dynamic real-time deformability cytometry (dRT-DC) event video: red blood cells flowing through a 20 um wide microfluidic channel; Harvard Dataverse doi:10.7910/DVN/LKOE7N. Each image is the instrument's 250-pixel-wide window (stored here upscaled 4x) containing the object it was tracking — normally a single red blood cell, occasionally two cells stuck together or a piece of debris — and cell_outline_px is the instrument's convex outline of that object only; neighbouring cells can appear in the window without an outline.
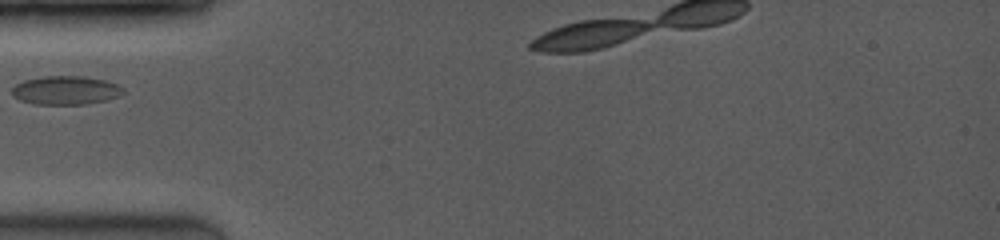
{"species": "common noctule bat (a hibernating species)", "species_latin": "Nyctalus noctula", "temperature_condition": "room temperature", "stored_images_in_passage": 3, "camera_frame_rate_fps": 3500, "um_per_image_px": 0.085, "animal": {"sex": "female", "body_mass_g": 19.0, "forearm_length_mm": 53.3}, "frame": {"image": 1, "passage_image": 1, "time_ms": 0.0, "image_size_px": [1000, 240], "cell_outline_px": [[124, 92], [120, 96], [88, 104], [36, 104], [20, 100], [12, 96], [12, 88], [16, 84], [24, 80], [44, 76], [84, 76], [104, 80], [116, 84], [124, 88]], "centroid_in_image_um": [5.58, 7.67], "position_along_channel_um": 79.4, "area_um2": 18.55}}
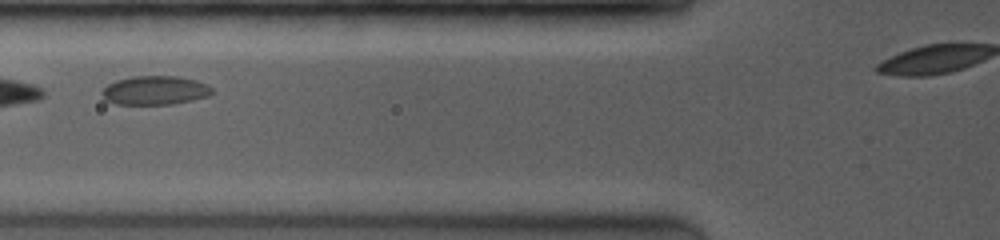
{"frame": {"image": 2, "passage_image": 2, "time_ms": 0.857, "image_size_px": [1000, 240], "cell_outline_px": [[212, 92], [208, 96], [192, 100], [172, 104], [116, 104], [104, 100], [100, 92], [108, 84], [116, 80], [132, 76], [176, 76], [196, 80], [208, 84], [212, 88]], "centroid_in_image_um": [13.15, 7.68], "position_along_channel_um": 112.7, "area_um2": 18.61}}